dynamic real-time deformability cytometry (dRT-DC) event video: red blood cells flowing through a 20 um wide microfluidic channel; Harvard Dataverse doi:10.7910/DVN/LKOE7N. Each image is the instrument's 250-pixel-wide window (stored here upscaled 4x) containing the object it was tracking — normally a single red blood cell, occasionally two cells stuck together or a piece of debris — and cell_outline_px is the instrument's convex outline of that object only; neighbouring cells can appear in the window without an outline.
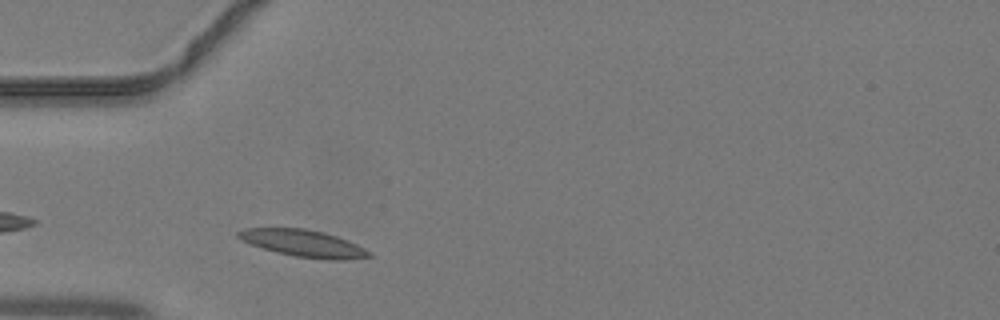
{"species": "common noctule bat (a hibernating species)", "species_latin": "Nyctalus noctula", "temperature_condition": "warm", "stored_images_in_passage": 34, "camera_frame_rate_fps": 3000, "um_per_image_px": 0.085, "animal": {"sex": "male", "body_mass_g": 19.2, "forearm_length_mm": 51.8}, "frame": {"image": 1, "passage_image": 4, "time_ms": 1.0, "image_size_px": [1000, 320], "cell_outline_px": [[372, 256], [344, 260], [328, 260], [296, 256], [276, 252], [240, 240], [236, 236], [236, 232], [244, 228], [304, 228], [324, 232], [348, 240], [372, 252]], "centroid_in_image_um": [25.79, 20.68], "position_along_channel_um": 59.2, "area_um2": 20.52}}
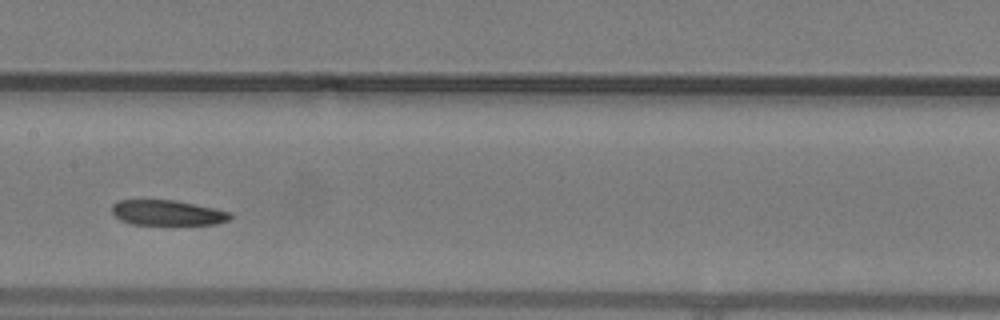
{"frame": {"image": 2, "passage_image": 13, "time_ms": 4.0, "image_size_px": [1000, 320], "cell_outline_px": [[232, 216], [228, 220], [216, 224], [132, 224], [120, 220], [112, 212], [112, 204], [120, 200], [172, 200], [216, 208], [232, 212]], "centroid_in_image_um": [14.25, 18.08], "position_along_channel_um": 193.2, "area_um2": 17.28}}
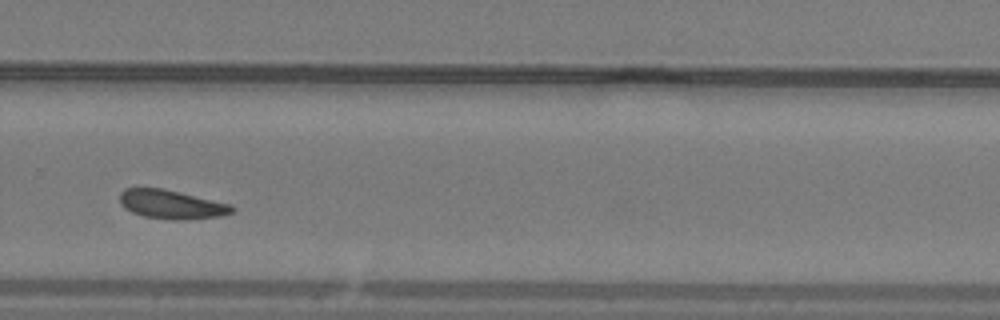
{"frame": {"image": 3, "passage_image": 21, "time_ms": 6.667, "image_size_px": [1000, 320], "cell_outline_px": [[236, 208], [232, 212], [220, 216], [188, 220], [172, 220], [144, 216], [132, 212], [124, 208], [120, 204], [120, 192], [124, 188], [164, 188], [232, 204]], "centroid_in_image_um": [14.59, 17.37], "position_along_channel_um": 315.2, "area_um2": 19.13}}